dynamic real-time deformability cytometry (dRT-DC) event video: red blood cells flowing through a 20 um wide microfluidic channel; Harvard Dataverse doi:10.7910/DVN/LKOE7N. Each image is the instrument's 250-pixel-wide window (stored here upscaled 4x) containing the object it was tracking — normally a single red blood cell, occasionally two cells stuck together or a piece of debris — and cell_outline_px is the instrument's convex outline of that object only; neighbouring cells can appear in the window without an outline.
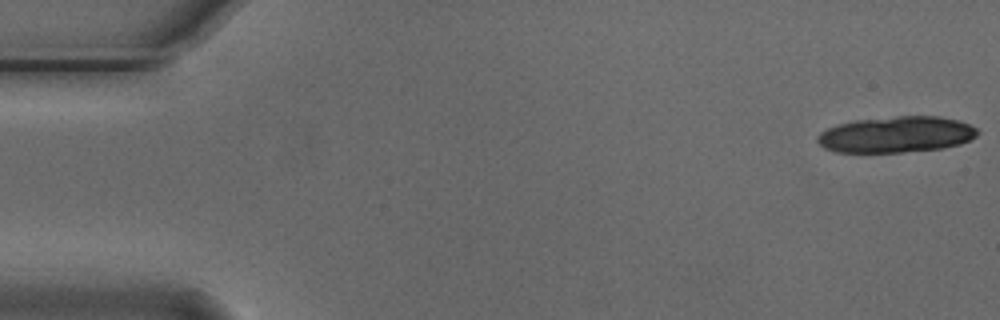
{"species": "Egyptian fruit bat (a non-hibernating species)", "species_latin": "Rousettus aegyptiacus", "temperature_condition": "cold", "stored_images_in_passage": 19, "camera_frame_rate_fps": 3000, "um_per_image_px": 0.085, "animal": {"sex": "male"}, "frame": {"image": 1, "passage_image": 1, "time_ms": 0.0, "image_size_px": [1000, 320], "cell_outline_px": [[980, 132], [976, 136], [960, 144], [944, 148], [904, 152], [836, 152], [824, 148], [816, 140], [816, 136], [820, 132], [828, 128], [840, 124], [856, 120], [900, 116], [940, 116], [960, 120], [976, 128]], "centroid_in_image_um": [76.2, 11.43], "position_along_channel_um": 8.8, "area_um2": 33.7}}